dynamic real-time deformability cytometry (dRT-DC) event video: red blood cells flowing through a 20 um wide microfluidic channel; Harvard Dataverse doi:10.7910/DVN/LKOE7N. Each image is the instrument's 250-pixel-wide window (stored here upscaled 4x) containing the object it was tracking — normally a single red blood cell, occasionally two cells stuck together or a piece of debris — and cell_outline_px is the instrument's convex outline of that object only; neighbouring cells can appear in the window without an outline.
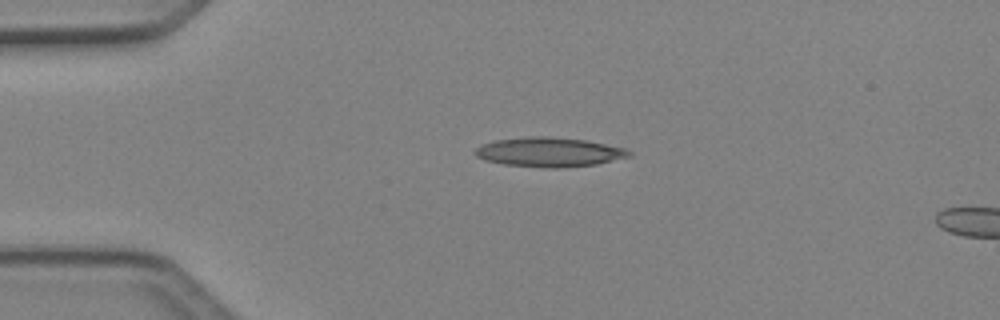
{"species": "Egyptian fruit bat (a non-hibernating species)", "species_latin": "Rousettus aegyptiacus", "temperature_condition": "cold", "stored_images_in_passage": 3, "camera_frame_rate_fps": 3000, "um_per_image_px": 0.085, "animal": {"sex": "female"}, "frame": {"image": 1, "passage_image": 2, "time_ms": 0.333, "image_size_px": [1000, 320], "cell_outline_px": [[632, 156], [596, 164], [556, 168], [548, 168], [504, 164], [484, 160], [476, 156], [472, 152], [480, 144], [496, 140], [524, 136], [548, 136], [588, 140], [628, 148], [632, 152]], "centroid_in_image_um": [46.69, 12.91], "position_along_channel_um": 38.3, "area_um2": 26.76}}